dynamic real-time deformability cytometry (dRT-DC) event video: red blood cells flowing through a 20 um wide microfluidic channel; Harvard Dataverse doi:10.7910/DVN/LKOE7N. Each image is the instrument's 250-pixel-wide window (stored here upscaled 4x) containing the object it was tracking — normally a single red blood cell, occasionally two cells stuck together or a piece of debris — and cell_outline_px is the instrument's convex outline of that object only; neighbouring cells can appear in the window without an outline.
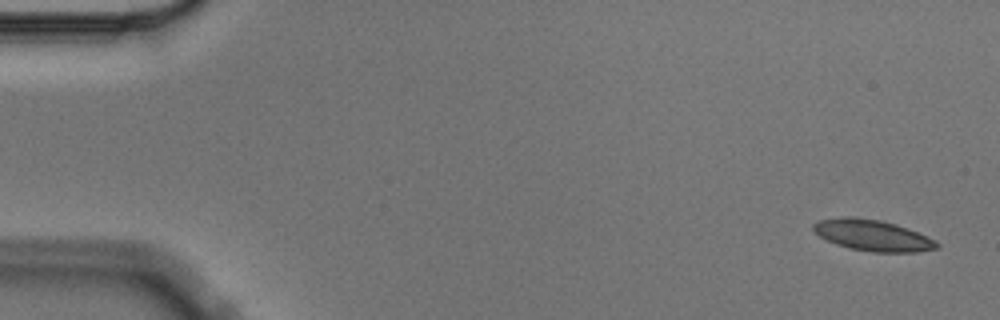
{"species": "Egyptian fruit bat (a non-hibernating species)", "species_latin": "Rousettus aegyptiacus", "temperature_condition": "cold", "stored_images_in_passage": 6, "segment_of_instrument_passage": [1, 2], "camera_frame_rate_fps": 3000, "um_per_image_px": 0.085, "animal": {"sex": "male"}, "frame": {"image": 1, "passage_image": 1, "time_ms": 0.0, "image_size_px": [1000, 320], "cell_outline_px": [[940, 248], [916, 252], [872, 252], [848, 248], [836, 244], [820, 236], [812, 228], [812, 224], [820, 220], [844, 216], [880, 220], [896, 224], [908, 228], [936, 240], [940, 244]], "centroid_in_image_um": [74.21, 20.01], "position_along_channel_um": 10.8, "area_um2": 22.37}}